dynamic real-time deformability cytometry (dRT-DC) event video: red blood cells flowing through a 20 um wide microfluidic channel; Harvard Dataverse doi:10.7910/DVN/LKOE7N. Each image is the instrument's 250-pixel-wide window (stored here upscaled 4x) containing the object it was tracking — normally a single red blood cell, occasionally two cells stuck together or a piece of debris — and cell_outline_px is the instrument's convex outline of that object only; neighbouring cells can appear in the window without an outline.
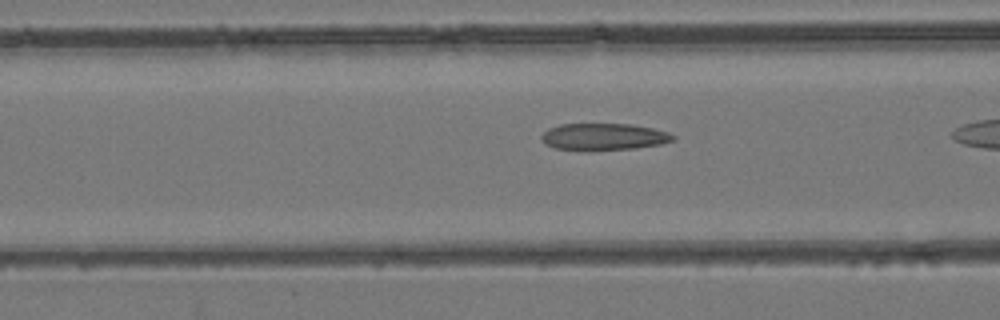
{"species": "common noctule bat (a hibernating species)", "species_latin": "Nyctalus noctula", "temperature_condition": "room temperature", "stored_images_in_passage": 13, "camera_frame_rate_fps": 3000, "um_per_image_px": 0.085, "animal": {"sex": "female", "body_mass_g": 24.6, "forearm_length_mm": 56.2}, "frame": {"image": 1, "passage_image": 6, "time_ms": 1.667, "image_size_px": [1000, 320], "cell_outline_px": [[676, 140], [660, 144], [636, 148], [556, 148], [544, 144], [540, 140], [540, 136], [548, 128], [560, 124], [632, 124], [652, 128], [668, 132], [676, 136]], "centroid_in_image_um": [51.34, 11.58], "position_along_channel_um": 115.3, "area_um2": 20.0}}